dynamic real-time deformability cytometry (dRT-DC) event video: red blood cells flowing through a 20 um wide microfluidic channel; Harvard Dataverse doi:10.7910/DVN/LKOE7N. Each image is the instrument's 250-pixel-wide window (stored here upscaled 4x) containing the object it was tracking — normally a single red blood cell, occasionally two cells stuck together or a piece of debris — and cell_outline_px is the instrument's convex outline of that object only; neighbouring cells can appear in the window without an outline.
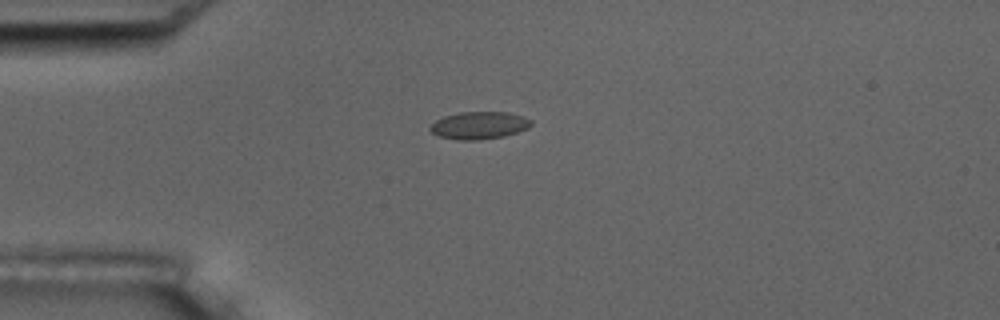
{"species": "common noctule bat (a hibernating species)", "species_latin": "Nyctalus noctula", "temperature_condition": "room temperature", "stored_images_in_passage": 5, "camera_frame_rate_fps": 3000, "um_per_image_px": 0.085, "animal": {"sex": "male", "body_mass_g": 17.5, "forearm_length_mm": 52.3}, "frame": {"image": 1, "passage_image": 1, "time_ms": 0.0, "image_size_px": [1000, 320], "cell_outline_px": [[532, 124], [528, 128], [504, 136], [476, 140], [460, 140], [440, 136], [432, 132], [428, 128], [436, 120], [444, 116], [460, 112], [508, 112], [524, 116], [532, 120]], "centroid_in_image_um": [40.74, 10.64], "position_along_channel_um": 44.3, "area_um2": 16.07}}
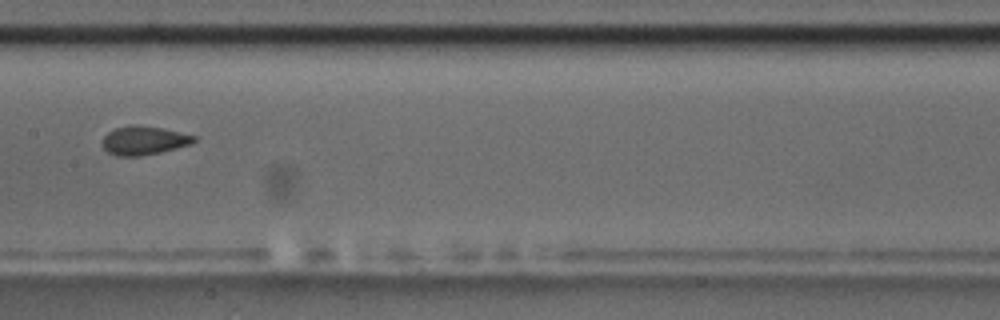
{"frame": {"image": 2, "passage_image": 5, "time_ms": 4.667, "image_size_px": [1000, 320], "cell_outline_px": [[196, 140], [192, 144], [160, 152], [140, 156], [116, 156], [108, 152], [104, 148], [104, 136], [108, 132], [116, 128], [136, 124], [164, 128], [196, 136]], "centroid_in_image_um": [12.26, 11.93], "position_along_channel_um": 195.1, "area_um2": 15.26}}